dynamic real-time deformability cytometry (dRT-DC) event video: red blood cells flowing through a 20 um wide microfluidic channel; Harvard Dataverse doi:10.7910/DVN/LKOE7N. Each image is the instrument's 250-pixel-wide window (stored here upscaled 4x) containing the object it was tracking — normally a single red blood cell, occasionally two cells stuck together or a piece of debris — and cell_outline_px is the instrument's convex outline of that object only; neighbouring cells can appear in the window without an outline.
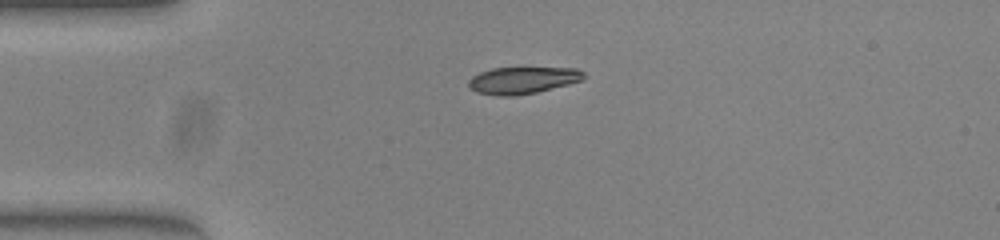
{"species": "common noctule bat (a hibernating species)", "species_latin": "Nyctalus noctula", "temperature_condition": "warm", "stored_images_in_passage": 40, "camera_frame_rate_fps": 3000, "um_per_image_px": 0.085, "animal": {"sex": "female", "body_mass_g": 23.0, "forearm_length_mm": 53.4}, "frame": {"image": 1, "passage_image": 1, "time_ms": 0.0, "image_size_px": [1000, 240], "cell_outline_px": [[584, 76], [580, 80], [568, 84], [536, 92], [512, 96], [500, 96], [476, 92], [468, 88], [468, 80], [472, 76], [480, 72], [492, 68], [576, 68], [584, 72]], "centroid_in_image_um": [44.36, 6.82], "position_along_channel_um": 40.6, "area_um2": 17.92}}
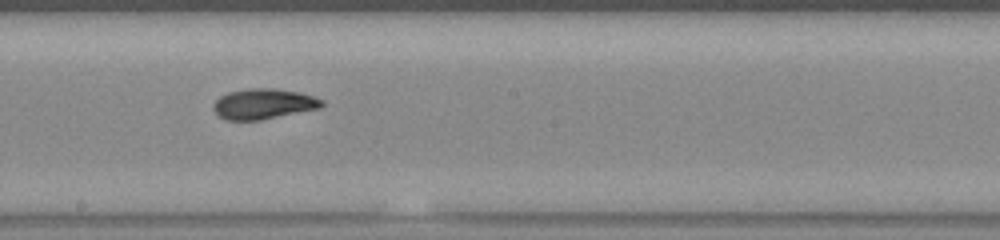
{"frame": {"image": 2, "passage_image": 17, "time_ms": 5.333, "image_size_px": [1000, 240], "cell_outline_px": [[324, 104], [320, 108], [260, 120], [224, 120], [212, 108], [212, 104], [220, 96], [228, 92], [248, 88], [272, 88], [300, 92], [324, 100]], "centroid_in_image_um": [22.38, 8.82], "position_along_channel_um": 225.8, "area_um2": 19.25}}
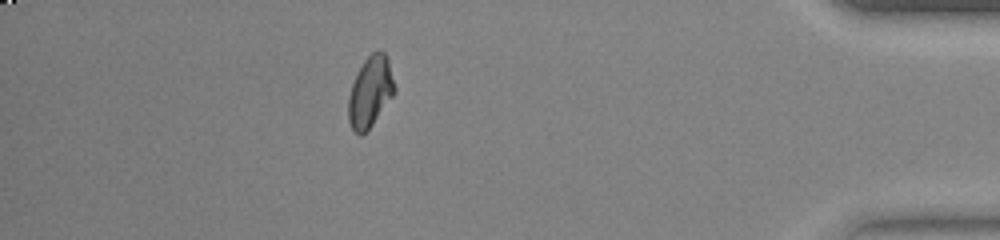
{"frame": {"image": 3, "passage_image": 34, "time_ms": 11.0, "image_size_px": [1000, 240], "cell_outline_px": [[396, 88], [392, 96], [372, 124], [360, 136], [352, 128], [348, 120], [348, 96], [352, 84], [364, 60], [372, 52], [384, 52], [388, 60]], "centroid_in_image_um": [31.46, 7.8], "position_along_channel_um": 403.7, "area_um2": 18.55}, "authors_computed_cell_mechanics": {"area_um2": 18.9006, "velocity_mm_per_s": 3.9883, "shape_relaxation_time_tau1_ms": 3.7653, "shape_relaxation_time_tau2_ms": 1.4738, "deformation_change_tau1": 0.1416, "deformation_change_tau2": 0.0452}}